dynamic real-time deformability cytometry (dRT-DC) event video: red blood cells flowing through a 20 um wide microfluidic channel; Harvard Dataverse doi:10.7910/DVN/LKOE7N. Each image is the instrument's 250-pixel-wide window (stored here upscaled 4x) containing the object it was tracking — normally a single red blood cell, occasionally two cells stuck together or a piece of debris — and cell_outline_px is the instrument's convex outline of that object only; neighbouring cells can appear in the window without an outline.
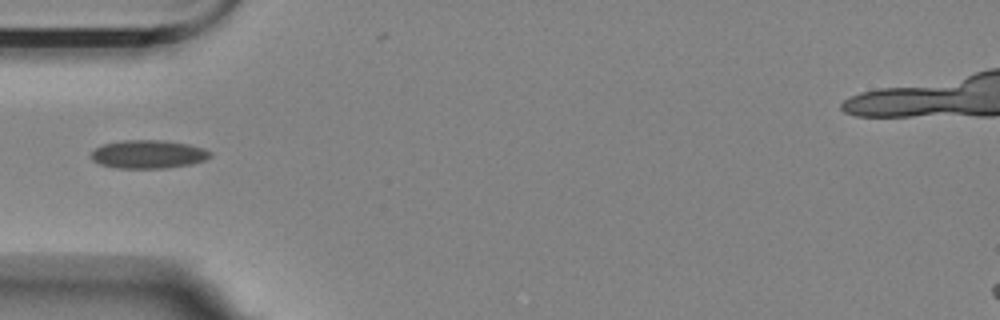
{"species": "Egyptian fruit bat (a non-hibernating species)", "species_latin": "Rousettus aegyptiacus", "temperature_condition": "room temperature", "stored_images_in_passage": 7, "camera_frame_rate_fps": 3000, "um_per_image_px": 0.085, "animal": {"sex": "female"}, "frame": {"image": 1, "passage_image": 1, "time_ms": 0.0, "image_size_px": [1000, 320], "cell_outline_px": [[212, 156], [204, 160], [192, 164], [164, 168], [116, 168], [100, 164], [92, 160], [88, 156], [96, 148], [104, 144], [124, 140], [160, 140], [188, 144], [204, 148], [212, 152]], "centroid_in_image_um": [12.6, 13.11], "position_along_channel_um": 72.4, "area_um2": 19.71}}
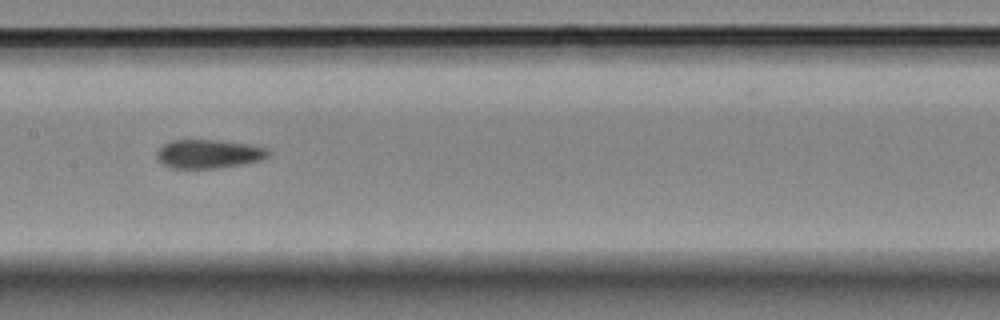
{"frame": {"image": 2, "passage_image": 4, "time_ms": 3.333, "image_size_px": [1000, 320], "cell_outline_px": [[268, 156], [260, 160], [240, 164], [216, 168], [172, 168], [164, 164], [156, 156], [156, 152], [164, 144], [172, 140], [220, 140], [248, 144], [264, 148], [268, 152]], "centroid_in_image_um": [17.7, 13.07], "position_along_channel_um": 189.7, "area_um2": 18.32}}
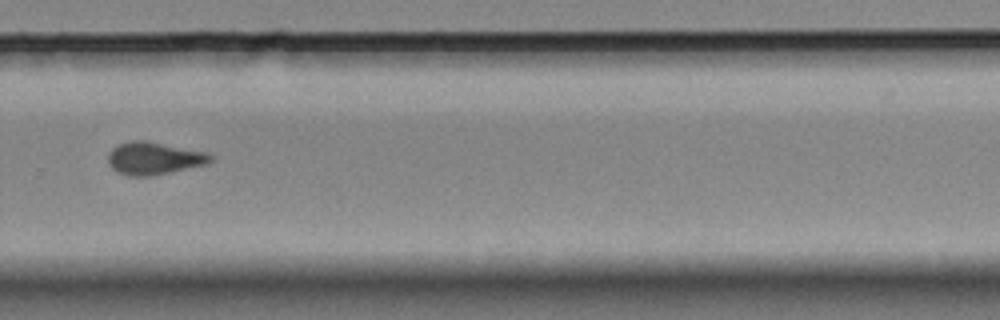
{"frame": {"image": 3, "passage_image": 7, "time_ms": 7.0, "image_size_px": [1000, 320], "cell_outline_px": [[212, 160], [208, 164], [152, 176], [128, 176], [112, 168], [108, 164], [108, 152], [112, 148], [120, 144], [132, 140], [148, 140], [208, 152], [212, 156]], "centroid_in_image_um": [13.11, 13.44], "position_along_channel_um": 316.7, "area_um2": 19.65}}